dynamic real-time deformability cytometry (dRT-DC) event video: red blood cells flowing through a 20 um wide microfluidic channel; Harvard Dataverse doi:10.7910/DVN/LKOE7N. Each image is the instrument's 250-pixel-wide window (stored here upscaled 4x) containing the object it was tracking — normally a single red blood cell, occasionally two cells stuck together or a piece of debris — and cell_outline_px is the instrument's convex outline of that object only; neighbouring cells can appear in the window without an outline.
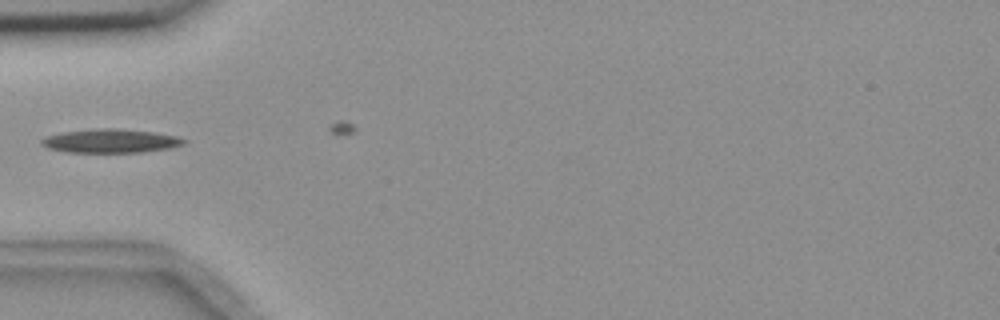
{"species": "common noctule bat (a hibernating species)", "species_latin": "Nyctalus noctula", "temperature_condition": "room temperature", "stored_images_in_passage": 7, "camera_frame_rate_fps": 3000, "um_per_image_px": 0.085, "animal": {"sex": "female", "body_mass_g": 18.4}, "frame": {"image": 1, "passage_image": 5, "time_ms": 4.667, "image_size_px": [1000, 320], "cell_outline_px": [[188, 140], [184, 144], [172, 148], [144, 152], [64, 152], [48, 148], [40, 144], [40, 140], [48, 136], [64, 132], [100, 128], [112, 128], [152, 132], [176, 136]], "centroid_in_image_um": [9.42, 11.99], "position_along_channel_um": 75.6, "area_um2": 19.59}}